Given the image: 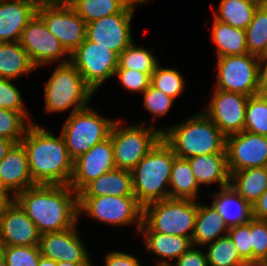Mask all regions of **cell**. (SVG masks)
<instances>
[{
	"label": "cell",
	"instance_id": "1",
	"mask_svg": "<svg viewBox=\"0 0 267 266\" xmlns=\"http://www.w3.org/2000/svg\"><path fill=\"white\" fill-rule=\"evenodd\" d=\"M13 199L41 235L75 227L79 219L78 194L69 185L36 184Z\"/></svg>",
	"mask_w": 267,
	"mask_h": 266
},
{
	"label": "cell",
	"instance_id": "2",
	"mask_svg": "<svg viewBox=\"0 0 267 266\" xmlns=\"http://www.w3.org/2000/svg\"><path fill=\"white\" fill-rule=\"evenodd\" d=\"M23 145L35 184L69 185L74 168L61 133L55 136L32 123L23 137Z\"/></svg>",
	"mask_w": 267,
	"mask_h": 266
},
{
	"label": "cell",
	"instance_id": "3",
	"mask_svg": "<svg viewBox=\"0 0 267 266\" xmlns=\"http://www.w3.org/2000/svg\"><path fill=\"white\" fill-rule=\"evenodd\" d=\"M159 130L162 139L177 157L188 159L200 155L226 154V136L203 111L184 122Z\"/></svg>",
	"mask_w": 267,
	"mask_h": 266
},
{
	"label": "cell",
	"instance_id": "4",
	"mask_svg": "<svg viewBox=\"0 0 267 266\" xmlns=\"http://www.w3.org/2000/svg\"><path fill=\"white\" fill-rule=\"evenodd\" d=\"M175 157L172 148L161 138L131 170L134 195L142 207L169 198Z\"/></svg>",
	"mask_w": 267,
	"mask_h": 266
},
{
	"label": "cell",
	"instance_id": "5",
	"mask_svg": "<svg viewBox=\"0 0 267 266\" xmlns=\"http://www.w3.org/2000/svg\"><path fill=\"white\" fill-rule=\"evenodd\" d=\"M198 201L167 198L143 207L140 231H154L192 239Z\"/></svg>",
	"mask_w": 267,
	"mask_h": 266
},
{
	"label": "cell",
	"instance_id": "6",
	"mask_svg": "<svg viewBox=\"0 0 267 266\" xmlns=\"http://www.w3.org/2000/svg\"><path fill=\"white\" fill-rule=\"evenodd\" d=\"M44 91L47 113L66 112L72 107V114L86 108L94 95V91L84 82L83 77L70 61L57 64L45 84Z\"/></svg>",
	"mask_w": 267,
	"mask_h": 266
},
{
	"label": "cell",
	"instance_id": "7",
	"mask_svg": "<svg viewBox=\"0 0 267 266\" xmlns=\"http://www.w3.org/2000/svg\"><path fill=\"white\" fill-rule=\"evenodd\" d=\"M114 122L113 119L99 115L89 106L70 113L60 132L70 157L76 160L95 144L108 138Z\"/></svg>",
	"mask_w": 267,
	"mask_h": 266
},
{
	"label": "cell",
	"instance_id": "8",
	"mask_svg": "<svg viewBox=\"0 0 267 266\" xmlns=\"http://www.w3.org/2000/svg\"><path fill=\"white\" fill-rule=\"evenodd\" d=\"M119 122L115 120L110 131L115 167L131 171L162 138V132L143 124L121 127Z\"/></svg>",
	"mask_w": 267,
	"mask_h": 266
},
{
	"label": "cell",
	"instance_id": "9",
	"mask_svg": "<svg viewBox=\"0 0 267 266\" xmlns=\"http://www.w3.org/2000/svg\"><path fill=\"white\" fill-rule=\"evenodd\" d=\"M79 215L88 214L91 219L112 226H128L136 223L137 232L142 226L143 207L135 196L78 197Z\"/></svg>",
	"mask_w": 267,
	"mask_h": 266
},
{
	"label": "cell",
	"instance_id": "10",
	"mask_svg": "<svg viewBox=\"0 0 267 266\" xmlns=\"http://www.w3.org/2000/svg\"><path fill=\"white\" fill-rule=\"evenodd\" d=\"M215 89L254 96L258 86V57L252 54L217 57Z\"/></svg>",
	"mask_w": 267,
	"mask_h": 266
},
{
	"label": "cell",
	"instance_id": "11",
	"mask_svg": "<svg viewBox=\"0 0 267 266\" xmlns=\"http://www.w3.org/2000/svg\"><path fill=\"white\" fill-rule=\"evenodd\" d=\"M118 60L116 52L87 39L70 55V62L94 92L114 76Z\"/></svg>",
	"mask_w": 267,
	"mask_h": 266
},
{
	"label": "cell",
	"instance_id": "12",
	"mask_svg": "<svg viewBox=\"0 0 267 266\" xmlns=\"http://www.w3.org/2000/svg\"><path fill=\"white\" fill-rule=\"evenodd\" d=\"M148 0H132L120 13L86 24V39L120 55L132 42L131 20L137 5Z\"/></svg>",
	"mask_w": 267,
	"mask_h": 266
},
{
	"label": "cell",
	"instance_id": "13",
	"mask_svg": "<svg viewBox=\"0 0 267 266\" xmlns=\"http://www.w3.org/2000/svg\"><path fill=\"white\" fill-rule=\"evenodd\" d=\"M19 42L36 68L70 61V54L37 14L26 25Z\"/></svg>",
	"mask_w": 267,
	"mask_h": 266
},
{
	"label": "cell",
	"instance_id": "14",
	"mask_svg": "<svg viewBox=\"0 0 267 266\" xmlns=\"http://www.w3.org/2000/svg\"><path fill=\"white\" fill-rule=\"evenodd\" d=\"M36 14L71 55L86 39V22L71 6L39 4Z\"/></svg>",
	"mask_w": 267,
	"mask_h": 266
},
{
	"label": "cell",
	"instance_id": "15",
	"mask_svg": "<svg viewBox=\"0 0 267 266\" xmlns=\"http://www.w3.org/2000/svg\"><path fill=\"white\" fill-rule=\"evenodd\" d=\"M249 96L215 89L203 111L227 137L244 131Z\"/></svg>",
	"mask_w": 267,
	"mask_h": 266
},
{
	"label": "cell",
	"instance_id": "16",
	"mask_svg": "<svg viewBox=\"0 0 267 266\" xmlns=\"http://www.w3.org/2000/svg\"><path fill=\"white\" fill-rule=\"evenodd\" d=\"M229 173L267 166V136L242 131L226 137Z\"/></svg>",
	"mask_w": 267,
	"mask_h": 266
},
{
	"label": "cell",
	"instance_id": "17",
	"mask_svg": "<svg viewBox=\"0 0 267 266\" xmlns=\"http://www.w3.org/2000/svg\"><path fill=\"white\" fill-rule=\"evenodd\" d=\"M36 225L12 199L0 204V244L2 246H39Z\"/></svg>",
	"mask_w": 267,
	"mask_h": 266
},
{
	"label": "cell",
	"instance_id": "18",
	"mask_svg": "<svg viewBox=\"0 0 267 266\" xmlns=\"http://www.w3.org/2000/svg\"><path fill=\"white\" fill-rule=\"evenodd\" d=\"M111 136L95 144L88 152L74 160L69 186L79 194L90 182L115 169Z\"/></svg>",
	"mask_w": 267,
	"mask_h": 266
},
{
	"label": "cell",
	"instance_id": "19",
	"mask_svg": "<svg viewBox=\"0 0 267 266\" xmlns=\"http://www.w3.org/2000/svg\"><path fill=\"white\" fill-rule=\"evenodd\" d=\"M78 234L76 226L60 232L42 234L39 242L41 255L56 262L92 263Z\"/></svg>",
	"mask_w": 267,
	"mask_h": 266
},
{
	"label": "cell",
	"instance_id": "20",
	"mask_svg": "<svg viewBox=\"0 0 267 266\" xmlns=\"http://www.w3.org/2000/svg\"><path fill=\"white\" fill-rule=\"evenodd\" d=\"M0 183L12 198L36 185L30 174L26 151L21 143L15 144L0 162Z\"/></svg>",
	"mask_w": 267,
	"mask_h": 266
},
{
	"label": "cell",
	"instance_id": "21",
	"mask_svg": "<svg viewBox=\"0 0 267 266\" xmlns=\"http://www.w3.org/2000/svg\"><path fill=\"white\" fill-rule=\"evenodd\" d=\"M37 6L33 0H0V42H19Z\"/></svg>",
	"mask_w": 267,
	"mask_h": 266
},
{
	"label": "cell",
	"instance_id": "22",
	"mask_svg": "<svg viewBox=\"0 0 267 266\" xmlns=\"http://www.w3.org/2000/svg\"><path fill=\"white\" fill-rule=\"evenodd\" d=\"M135 196L132 173L128 170L113 169L90 182L78 197Z\"/></svg>",
	"mask_w": 267,
	"mask_h": 266
},
{
	"label": "cell",
	"instance_id": "23",
	"mask_svg": "<svg viewBox=\"0 0 267 266\" xmlns=\"http://www.w3.org/2000/svg\"><path fill=\"white\" fill-rule=\"evenodd\" d=\"M187 160L199 185L218 183L220 188L230 185L227 154L200 155Z\"/></svg>",
	"mask_w": 267,
	"mask_h": 266
},
{
	"label": "cell",
	"instance_id": "24",
	"mask_svg": "<svg viewBox=\"0 0 267 266\" xmlns=\"http://www.w3.org/2000/svg\"><path fill=\"white\" fill-rule=\"evenodd\" d=\"M228 231L229 227L219 216L217 209L213 204L207 206L198 202L195 229L191 239L193 247H205L209 243L216 241L218 238L227 235Z\"/></svg>",
	"mask_w": 267,
	"mask_h": 266
},
{
	"label": "cell",
	"instance_id": "25",
	"mask_svg": "<svg viewBox=\"0 0 267 266\" xmlns=\"http://www.w3.org/2000/svg\"><path fill=\"white\" fill-rule=\"evenodd\" d=\"M211 196L214 197L213 206L229 228L246 223L252 218L251 205L230 186L221 188Z\"/></svg>",
	"mask_w": 267,
	"mask_h": 266
},
{
	"label": "cell",
	"instance_id": "26",
	"mask_svg": "<svg viewBox=\"0 0 267 266\" xmlns=\"http://www.w3.org/2000/svg\"><path fill=\"white\" fill-rule=\"evenodd\" d=\"M145 235V248L163 260L157 266H170L171 263L164 259H178L183 253L192 247L190 238L184 236L167 235L154 231H140Z\"/></svg>",
	"mask_w": 267,
	"mask_h": 266
},
{
	"label": "cell",
	"instance_id": "27",
	"mask_svg": "<svg viewBox=\"0 0 267 266\" xmlns=\"http://www.w3.org/2000/svg\"><path fill=\"white\" fill-rule=\"evenodd\" d=\"M229 186L252 206L267 190V166L231 173Z\"/></svg>",
	"mask_w": 267,
	"mask_h": 266
},
{
	"label": "cell",
	"instance_id": "28",
	"mask_svg": "<svg viewBox=\"0 0 267 266\" xmlns=\"http://www.w3.org/2000/svg\"><path fill=\"white\" fill-rule=\"evenodd\" d=\"M213 19L211 39L216 45L217 57L247 54L246 30Z\"/></svg>",
	"mask_w": 267,
	"mask_h": 266
},
{
	"label": "cell",
	"instance_id": "29",
	"mask_svg": "<svg viewBox=\"0 0 267 266\" xmlns=\"http://www.w3.org/2000/svg\"><path fill=\"white\" fill-rule=\"evenodd\" d=\"M35 69L20 42H0V78L15 80Z\"/></svg>",
	"mask_w": 267,
	"mask_h": 266
},
{
	"label": "cell",
	"instance_id": "30",
	"mask_svg": "<svg viewBox=\"0 0 267 266\" xmlns=\"http://www.w3.org/2000/svg\"><path fill=\"white\" fill-rule=\"evenodd\" d=\"M199 187L189 161L176 156L170 174L169 198L195 201L199 197Z\"/></svg>",
	"mask_w": 267,
	"mask_h": 266
},
{
	"label": "cell",
	"instance_id": "31",
	"mask_svg": "<svg viewBox=\"0 0 267 266\" xmlns=\"http://www.w3.org/2000/svg\"><path fill=\"white\" fill-rule=\"evenodd\" d=\"M262 2L259 0H221L214 18L230 26L245 30Z\"/></svg>",
	"mask_w": 267,
	"mask_h": 266
},
{
	"label": "cell",
	"instance_id": "32",
	"mask_svg": "<svg viewBox=\"0 0 267 266\" xmlns=\"http://www.w3.org/2000/svg\"><path fill=\"white\" fill-rule=\"evenodd\" d=\"M132 0H78L71 7L86 22L120 13Z\"/></svg>",
	"mask_w": 267,
	"mask_h": 266
},
{
	"label": "cell",
	"instance_id": "33",
	"mask_svg": "<svg viewBox=\"0 0 267 266\" xmlns=\"http://www.w3.org/2000/svg\"><path fill=\"white\" fill-rule=\"evenodd\" d=\"M245 30L248 53L257 57L264 55L267 44V2L258 6L253 20Z\"/></svg>",
	"mask_w": 267,
	"mask_h": 266
},
{
	"label": "cell",
	"instance_id": "34",
	"mask_svg": "<svg viewBox=\"0 0 267 266\" xmlns=\"http://www.w3.org/2000/svg\"><path fill=\"white\" fill-rule=\"evenodd\" d=\"M151 51L132 42L120 55L116 70H136L143 73H153L158 65Z\"/></svg>",
	"mask_w": 267,
	"mask_h": 266
},
{
	"label": "cell",
	"instance_id": "35",
	"mask_svg": "<svg viewBox=\"0 0 267 266\" xmlns=\"http://www.w3.org/2000/svg\"><path fill=\"white\" fill-rule=\"evenodd\" d=\"M206 256L208 266H242L245 262L228 234L209 243Z\"/></svg>",
	"mask_w": 267,
	"mask_h": 266
},
{
	"label": "cell",
	"instance_id": "36",
	"mask_svg": "<svg viewBox=\"0 0 267 266\" xmlns=\"http://www.w3.org/2000/svg\"><path fill=\"white\" fill-rule=\"evenodd\" d=\"M27 113L0 108V138L13 141L15 144L21 143L33 123Z\"/></svg>",
	"mask_w": 267,
	"mask_h": 266
},
{
	"label": "cell",
	"instance_id": "37",
	"mask_svg": "<svg viewBox=\"0 0 267 266\" xmlns=\"http://www.w3.org/2000/svg\"><path fill=\"white\" fill-rule=\"evenodd\" d=\"M244 130L267 136V94L250 96L246 106Z\"/></svg>",
	"mask_w": 267,
	"mask_h": 266
},
{
	"label": "cell",
	"instance_id": "38",
	"mask_svg": "<svg viewBox=\"0 0 267 266\" xmlns=\"http://www.w3.org/2000/svg\"><path fill=\"white\" fill-rule=\"evenodd\" d=\"M151 85L173 99L185 89L184 79L177 69L162 68L159 64L151 75Z\"/></svg>",
	"mask_w": 267,
	"mask_h": 266
},
{
	"label": "cell",
	"instance_id": "39",
	"mask_svg": "<svg viewBox=\"0 0 267 266\" xmlns=\"http://www.w3.org/2000/svg\"><path fill=\"white\" fill-rule=\"evenodd\" d=\"M6 266H37L41 255L39 246H3Z\"/></svg>",
	"mask_w": 267,
	"mask_h": 266
},
{
	"label": "cell",
	"instance_id": "40",
	"mask_svg": "<svg viewBox=\"0 0 267 266\" xmlns=\"http://www.w3.org/2000/svg\"><path fill=\"white\" fill-rule=\"evenodd\" d=\"M252 261H267V220L250 219Z\"/></svg>",
	"mask_w": 267,
	"mask_h": 266
},
{
	"label": "cell",
	"instance_id": "41",
	"mask_svg": "<svg viewBox=\"0 0 267 266\" xmlns=\"http://www.w3.org/2000/svg\"><path fill=\"white\" fill-rule=\"evenodd\" d=\"M142 94L144 95L143 105L153 115V120L157 116L159 118V116L166 115L174 103L173 98L154 88L151 84Z\"/></svg>",
	"mask_w": 267,
	"mask_h": 266
},
{
	"label": "cell",
	"instance_id": "42",
	"mask_svg": "<svg viewBox=\"0 0 267 266\" xmlns=\"http://www.w3.org/2000/svg\"><path fill=\"white\" fill-rule=\"evenodd\" d=\"M13 79L0 78V108L17 112H27L19 88L13 83Z\"/></svg>",
	"mask_w": 267,
	"mask_h": 266
},
{
	"label": "cell",
	"instance_id": "43",
	"mask_svg": "<svg viewBox=\"0 0 267 266\" xmlns=\"http://www.w3.org/2000/svg\"><path fill=\"white\" fill-rule=\"evenodd\" d=\"M228 235L245 261H252L250 220L229 228Z\"/></svg>",
	"mask_w": 267,
	"mask_h": 266
},
{
	"label": "cell",
	"instance_id": "44",
	"mask_svg": "<svg viewBox=\"0 0 267 266\" xmlns=\"http://www.w3.org/2000/svg\"><path fill=\"white\" fill-rule=\"evenodd\" d=\"M124 88L132 92L143 93L151 84L152 73H143L136 70H116L114 76Z\"/></svg>",
	"mask_w": 267,
	"mask_h": 266
},
{
	"label": "cell",
	"instance_id": "45",
	"mask_svg": "<svg viewBox=\"0 0 267 266\" xmlns=\"http://www.w3.org/2000/svg\"><path fill=\"white\" fill-rule=\"evenodd\" d=\"M170 266H208L207 256L201 249L192 246L176 260L175 264Z\"/></svg>",
	"mask_w": 267,
	"mask_h": 266
},
{
	"label": "cell",
	"instance_id": "46",
	"mask_svg": "<svg viewBox=\"0 0 267 266\" xmlns=\"http://www.w3.org/2000/svg\"><path fill=\"white\" fill-rule=\"evenodd\" d=\"M105 266H143V264L136 256L127 252L110 251L105 257Z\"/></svg>",
	"mask_w": 267,
	"mask_h": 266
},
{
	"label": "cell",
	"instance_id": "47",
	"mask_svg": "<svg viewBox=\"0 0 267 266\" xmlns=\"http://www.w3.org/2000/svg\"><path fill=\"white\" fill-rule=\"evenodd\" d=\"M252 207V218L267 220V190L256 200Z\"/></svg>",
	"mask_w": 267,
	"mask_h": 266
},
{
	"label": "cell",
	"instance_id": "48",
	"mask_svg": "<svg viewBox=\"0 0 267 266\" xmlns=\"http://www.w3.org/2000/svg\"><path fill=\"white\" fill-rule=\"evenodd\" d=\"M258 86L260 93H267V54L258 57Z\"/></svg>",
	"mask_w": 267,
	"mask_h": 266
},
{
	"label": "cell",
	"instance_id": "49",
	"mask_svg": "<svg viewBox=\"0 0 267 266\" xmlns=\"http://www.w3.org/2000/svg\"><path fill=\"white\" fill-rule=\"evenodd\" d=\"M14 145L15 143L13 141L0 138V162L5 158Z\"/></svg>",
	"mask_w": 267,
	"mask_h": 266
},
{
	"label": "cell",
	"instance_id": "50",
	"mask_svg": "<svg viewBox=\"0 0 267 266\" xmlns=\"http://www.w3.org/2000/svg\"><path fill=\"white\" fill-rule=\"evenodd\" d=\"M78 0H38L39 4L57 5V6H72Z\"/></svg>",
	"mask_w": 267,
	"mask_h": 266
},
{
	"label": "cell",
	"instance_id": "51",
	"mask_svg": "<svg viewBox=\"0 0 267 266\" xmlns=\"http://www.w3.org/2000/svg\"><path fill=\"white\" fill-rule=\"evenodd\" d=\"M37 266H57V262L41 256Z\"/></svg>",
	"mask_w": 267,
	"mask_h": 266
},
{
	"label": "cell",
	"instance_id": "52",
	"mask_svg": "<svg viewBox=\"0 0 267 266\" xmlns=\"http://www.w3.org/2000/svg\"><path fill=\"white\" fill-rule=\"evenodd\" d=\"M12 199L13 198L4 190V188L0 183V204L9 202Z\"/></svg>",
	"mask_w": 267,
	"mask_h": 266
},
{
	"label": "cell",
	"instance_id": "53",
	"mask_svg": "<svg viewBox=\"0 0 267 266\" xmlns=\"http://www.w3.org/2000/svg\"><path fill=\"white\" fill-rule=\"evenodd\" d=\"M90 265L91 263H71L64 261L57 262V266H90Z\"/></svg>",
	"mask_w": 267,
	"mask_h": 266
},
{
	"label": "cell",
	"instance_id": "54",
	"mask_svg": "<svg viewBox=\"0 0 267 266\" xmlns=\"http://www.w3.org/2000/svg\"><path fill=\"white\" fill-rule=\"evenodd\" d=\"M242 266H267V261H245Z\"/></svg>",
	"mask_w": 267,
	"mask_h": 266
},
{
	"label": "cell",
	"instance_id": "55",
	"mask_svg": "<svg viewBox=\"0 0 267 266\" xmlns=\"http://www.w3.org/2000/svg\"><path fill=\"white\" fill-rule=\"evenodd\" d=\"M0 266H6L5 265V257H4L3 246L1 244H0Z\"/></svg>",
	"mask_w": 267,
	"mask_h": 266
},
{
	"label": "cell",
	"instance_id": "56",
	"mask_svg": "<svg viewBox=\"0 0 267 266\" xmlns=\"http://www.w3.org/2000/svg\"><path fill=\"white\" fill-rule=\"evenodd\" d=\"M267 54V44H266V49L264 51V55Z\"/></svg>",
	"mask_w": 267,
	"mask_h": 266
}]
</instances>
